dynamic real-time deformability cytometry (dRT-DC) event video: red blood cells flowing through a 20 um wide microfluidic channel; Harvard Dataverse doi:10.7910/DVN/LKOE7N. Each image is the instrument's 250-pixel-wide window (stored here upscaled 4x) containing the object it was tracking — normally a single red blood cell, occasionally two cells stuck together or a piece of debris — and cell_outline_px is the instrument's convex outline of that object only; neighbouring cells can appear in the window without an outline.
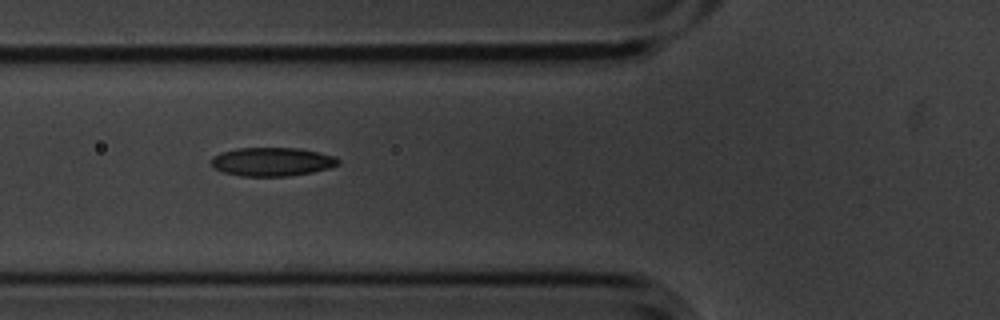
{"species": "common noctule bat (a hibernating species)", "species_latin": "Nyctalus noctula", "temperature_condition": "cold", "stored_images_in_passage": 6, "camera_frame_rate_fps": 3000, "um_per_image_px": 0.085, "animal": {"sex": "male", "body_mass_g": 20.1, "forearm_length_mm": 53.5}, "frame": {"image": 1, "passage_image": 5, "time_ms": 1.333, "image_size_px": [1000, 320], "cell_outline_px": [[340, 164], [328, 168], [312, 172], [288, 176], [240, 176], [224, 172], [212, 168], [212, 156], [220, 152], [236, 148], [300, 148], [320, 152], [336, 156], [340, 160]], "centroid_in_image_um": [23.13, 13.74], "position_along_channel_um": 102.7, "area_um2": 21.39}}
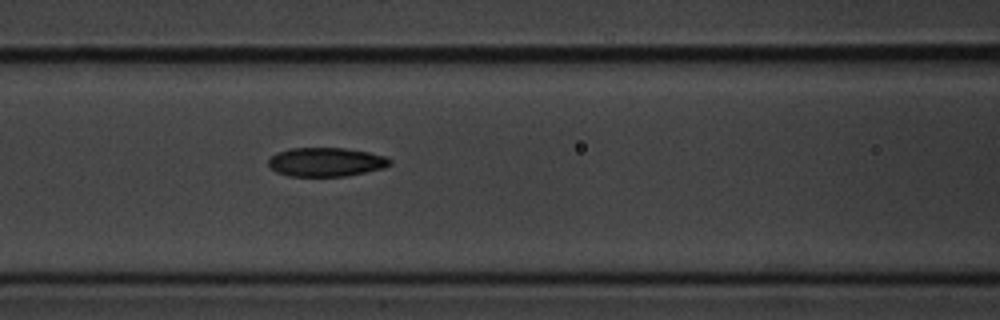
{"frame": {"image": 2, "passage_image": 6, "time_ms": 1.667, "image_size_px": [1000, 320], "cell_outline_px": [[392, 164], [384, 168], [344, 176], [288, 176], [276, 172], [268, 164], [268, 160], [276, 152], [288, 148], [344, 148], [368, 152], [384, 156], [392, 160]], "centroid_in_image_um": [27.69, 13.77], "position_along_channel_um": 138.9, "area_um2": 20.46}}